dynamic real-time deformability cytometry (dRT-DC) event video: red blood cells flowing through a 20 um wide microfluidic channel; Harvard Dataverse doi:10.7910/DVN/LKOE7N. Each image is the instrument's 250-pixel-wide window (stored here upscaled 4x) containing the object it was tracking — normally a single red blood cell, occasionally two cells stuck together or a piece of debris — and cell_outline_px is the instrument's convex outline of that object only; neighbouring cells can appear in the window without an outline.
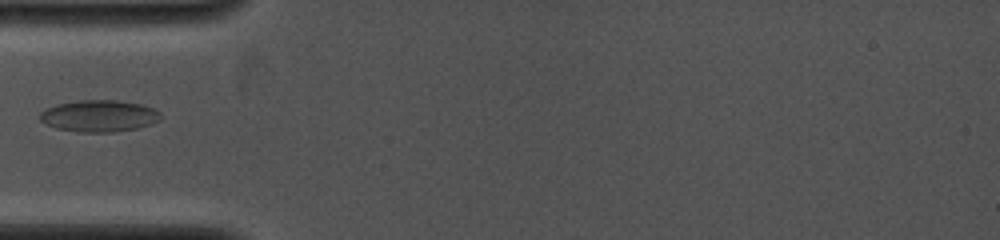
{"species": "common noctule bat (a hibernating species)", "species_latin": "Nyctalus noctula", "temperature_condition": "cold", "stored_images_in_passage": 33, "camera_frame_rate_fps": 4000, "um_per_image_px": 0.085, "animal": {"sex": "female", "body_mass_g": 19.0, "forearm_length_mm": 53.3}, "frame": {"image": 1, "passage_image": 1, "time_ms": 0.0, "image_size_px": [1000, 240], "cell_outline_px": [[160, 120], [152, 124], [136, 128], [112, 132], [80, 132], [56, 128], [44, 124], [40, 120], [40, 112], [56, 104], [80, 100], [116, 100], [140, 104], [152, 108], [160, 112]], "centroid_in_image_um": [8.41, 9.85], "position_along_channel_um": 76.6, "area_um2": 22.25}}
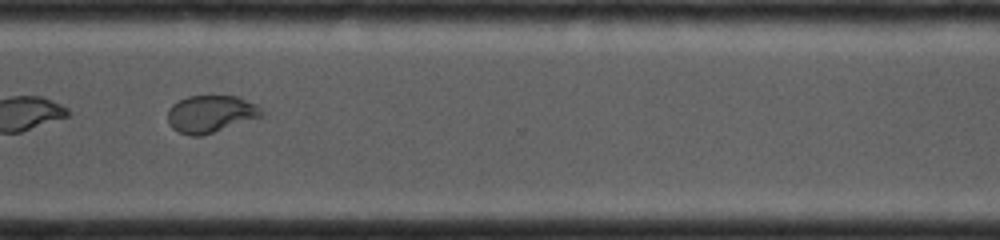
{"frame": {"image": 2, "passage_image": 24, "time_ms": 6.5, "image_size_px": [1000, 240], "cell_outline_px": [[264, 116], [200, 136], [188, 136], [172, 128], [168, 124], [168, 108], [172, 104], [188, 96], [236, 96], [256, 104], [264, 112]], "centroid_in_image_um": [17.9, 9.68], "position_along_channel_um": 352.7, "area_um2": 20.35}}